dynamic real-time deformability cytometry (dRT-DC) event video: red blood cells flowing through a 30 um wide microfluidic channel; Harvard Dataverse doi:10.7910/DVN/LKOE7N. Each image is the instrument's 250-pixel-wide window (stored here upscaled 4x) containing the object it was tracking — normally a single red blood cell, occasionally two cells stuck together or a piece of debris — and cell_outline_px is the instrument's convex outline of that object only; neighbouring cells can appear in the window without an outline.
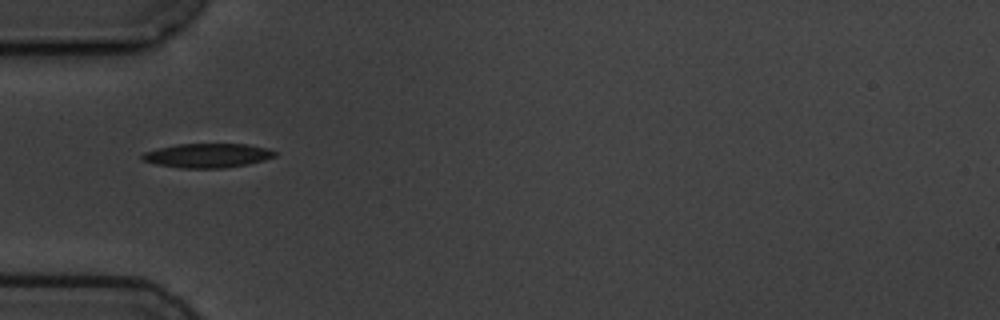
{"species": "common noctule bat (a hibernating species)", "species_latin": "Nyctalus noctula", "temperature_condition": "cold", "stored_images_in_passage": 3, "camera_frame_rate_fps": 3000, "um_per_image_px": 0.085, "animal": {"sex": "male", "body_mass_g": 19.5, "forearm_length_mm": 54.6}, "frame": {"image": 1, "passage_image": 1, "time_ms": 0.0, "image_size_px": [1000, 320], "cell_outline_px": [[276, 156], [264, 160], [248, 164], [224, 168], [180, 168], [156, 164], [140, 160], [140, 156], [144, 152], [176, 144], [248, 144], [268, 148], [276, 152]], "centroid_in_image_um": [17.63, 13.22], "position_along_channel_um": 67.4, "area_um2": 18.79}}
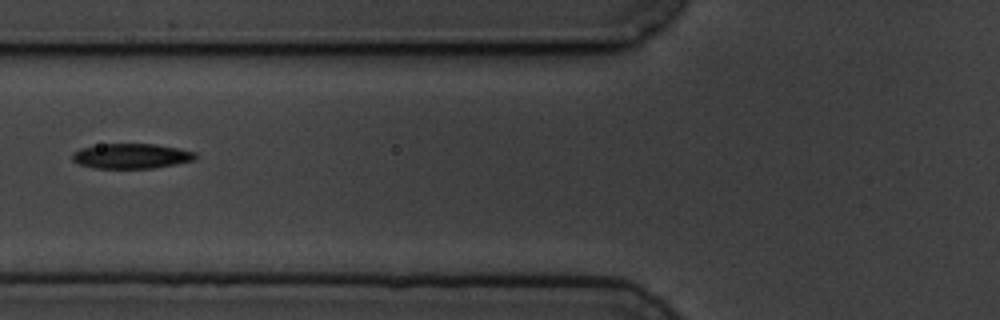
{"frame": {"image": 2, "passage_image": 2, "time_ms": 1.333, "image_size_px": [1000, 320], "cell_outline_px": [[196, 160], [152, 168], [92, 168], [76, 164], [72, 160], [72, 152], [80, 148], [100, 144], [156, 144], [180, 148], [196, 152]], "centroid_in_image_um": [11.13, 13.26], "position_along_channel_um": 114.7, "area_um2": 18.15}}
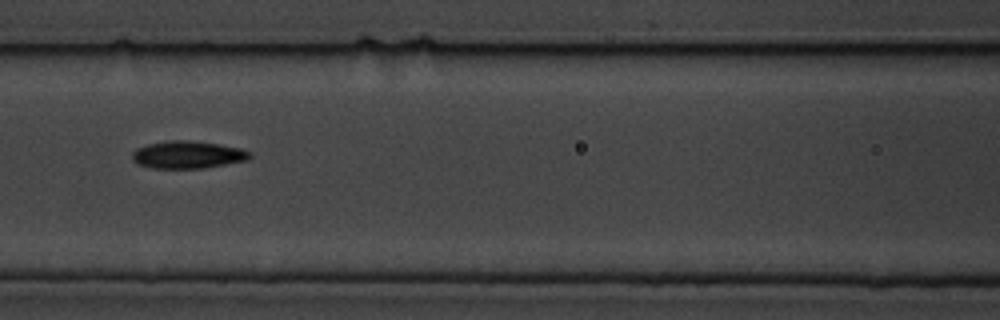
{"frame": {"image": 3, "passage_image": 3, "time_ms": 2.333, "image_size_px": [1000, 320], "cell_outline_px": [[252, 156], [248, 160], [204, 168], [152, 168], [136, 164], [132, 160], [132, 152], [136, 148], [148, 144], [176, 140], [188, 140], [220, 144], [240, 148], [252, 152]], "centroid_in_image_um": [15.96, 13.16], "position_along_channel_um": 150.6, "area_um2": 18.9}}